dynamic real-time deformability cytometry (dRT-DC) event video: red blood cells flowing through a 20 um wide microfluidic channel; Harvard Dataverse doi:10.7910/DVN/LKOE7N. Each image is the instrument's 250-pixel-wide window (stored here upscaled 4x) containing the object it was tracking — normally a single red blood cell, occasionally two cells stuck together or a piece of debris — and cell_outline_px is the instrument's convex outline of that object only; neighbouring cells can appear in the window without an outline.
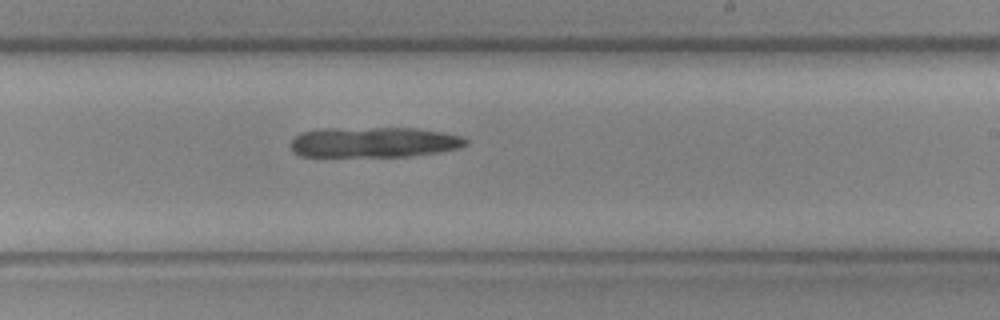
{"species": "common noctule bat (a hibernating species)", "species_latin": "Nyctalus noctula", "temperature_condition": "cold", "stored_images_in_passage": 29, "camera_frame_rate_fps": 3000, "um_per_image_px": 0.085, "animal": {"sex": "female", "body_mass_g": 19.3, "forearm_length_mm": 54.1}, "frame": {"image": 1, "passage_image": 21, "time_ms": 6.667, "image_size_px": [1000, 320], "cell_outline_px": [[468, 144], [460, 148], [440, 152], [408, 156], [300, 156], [292, 152], [288, 144], [292, 136], [300, 132], [316, 128], [416, 128], [444, 132], [460, 136], [468, 140]], "centroid_in_image_um": [31.71, 12.08], "position_along_channel_um": 257.3, "area_um2": 31.56}}